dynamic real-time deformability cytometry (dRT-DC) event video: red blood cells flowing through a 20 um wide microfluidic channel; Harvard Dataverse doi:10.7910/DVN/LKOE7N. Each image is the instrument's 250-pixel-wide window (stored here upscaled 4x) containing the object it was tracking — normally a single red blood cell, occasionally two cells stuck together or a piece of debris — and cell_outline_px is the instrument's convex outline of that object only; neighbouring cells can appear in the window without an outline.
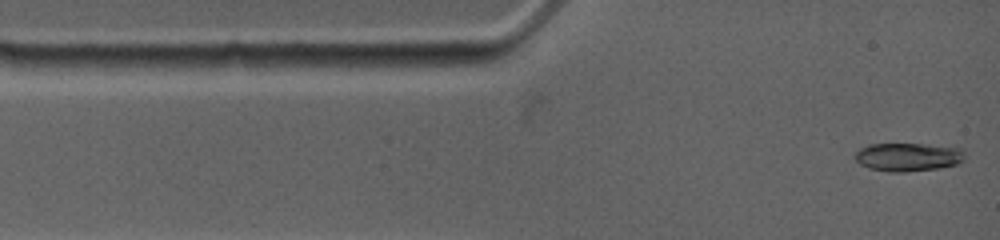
{"species": "common noctule bat (a hibernating species)", "species_latin": "Nyctalus noctula", "temperature_condition": "warm", "stored_images_in_passage": 49, "camera_frame_rate_fps": 4500, "um_per_image_px": 0.085, "animal": {"sex": "female", "body_mass_g": 19.0, "forearm_length_mm": 53.3}, "frame": {"image": 1, "passage_image": 1, "time_ms": 0.0, "image_size_px": [1000, 240], "cell_outline_px": [[964, 160], [956, 164], [940, 168], [904, 172], [888, 172], [868, 168], [860, 164], [852, 156], [860, 148], [868, 144], [924, 144], [960, 148], [964, 152]], "centroid_in_image_um": [77.14, 13.35], "position_along_channel_um": 7.9, "area_um2": 18.26}}
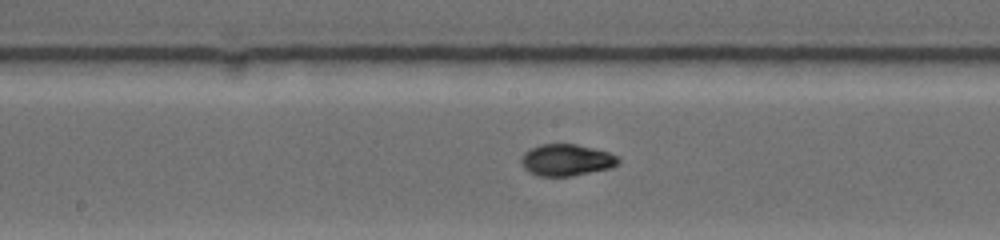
{"frame": {"image": 2, "passage_image": 19, "time_ms": 6.0, "image_size_px": [1000, 240], "cell_outline_px": [[620, 164], [612, 168], [572, 176], [540, 176], [528, 172], [520, 164], [520, 156], [528, 148], [540, 144], [576, 144], [608, 152], [616, 156], [620, 160]], "centroid_in_image_um": [48.11, 13.6], "position_along_channel_um": 200.1, "area_um2": 18.21}}
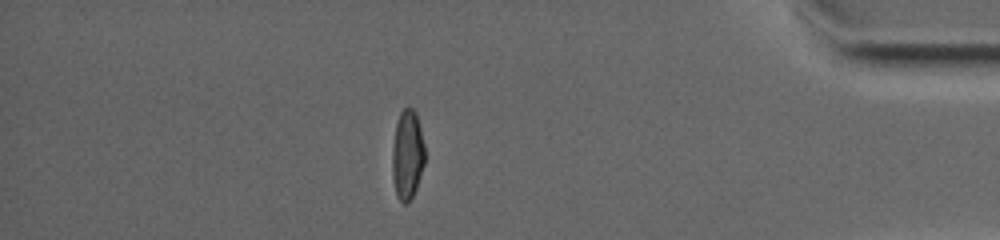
{"frame": {"image": 3, "passage_image": 37, "time_ms": 12.444, "image_size_px": [1000, 240], "cell_outline_px": [[424, 164], [416, 188], [408, 204], [404, 204], [396, 196], [392, 176], [392, 152], [396, 120], [400, 112], [404, 108], [412, 108], [416, 112], [424, 144]], "centroid_in_image_um": [34.61, 13.16], "position_along_channel_um": 400.6, "area_um2": 17.05}, "authors_computed_cell_mechanics": {"area_um2": 17.8602, "velocity_mm_per_s": 3.8402, "shape_relaxation_time_tau1_ms": 9.5661, "shape_relaxation_time_tau2_ms": 2.2681, "deformation_change_tau1": 0.358, "deformation_change_tau2": 0.0265}}